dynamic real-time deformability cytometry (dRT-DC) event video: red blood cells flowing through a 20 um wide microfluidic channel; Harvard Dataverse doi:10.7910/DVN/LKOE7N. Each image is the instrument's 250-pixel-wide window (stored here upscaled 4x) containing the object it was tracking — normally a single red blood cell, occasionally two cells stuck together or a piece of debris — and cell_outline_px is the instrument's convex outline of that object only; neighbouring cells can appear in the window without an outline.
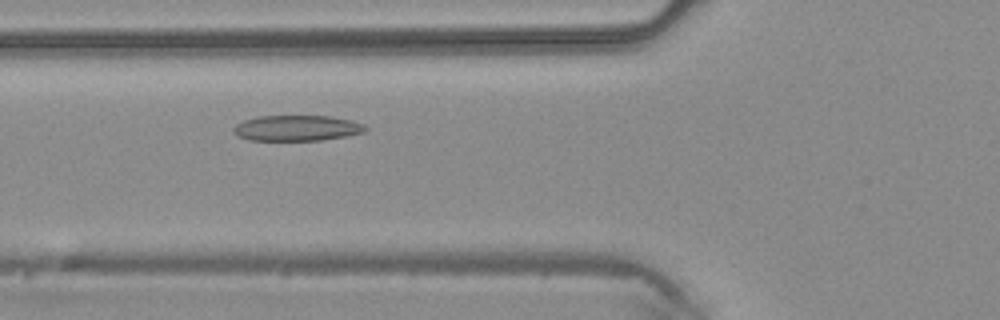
{"species": "common noctule bat (a hibernating species)", "species_latin": "Nyctalus noctula", "temperature_condition": "warm", "stored_images_in_passage": 32, "camera_frame_rate_fps": 3000, "um_per_image_px": 0.085, "animal": {"sex": "male", "body_mass_g": 20.4}, "frame": {"image": 1, "passage_image": 3, "time_ms": 0.667, "image_size_px": [1000, 320], "cell_outline_px": [[368, 128], [364, 132], [348, 136], [320, 140], [248, 140], [236, 136], [232, 132], [232, 128], [236, 124], [244, 120], [260, 116], [328, 116], [352, 120], [364, 124]], "centroid_in_image_um": [25.22, 10.89], "position_along_channel_um": 100.6, "area_um2": 19.83}}
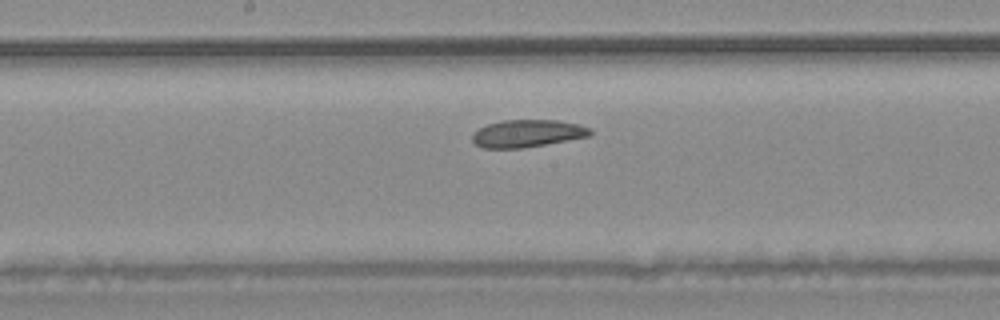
{"frame": {"image": 2, "passage_image": 10, "time_ms": 3.0, "image_size_px": [1000, 320], "cell_outline_px": [[592, 132], [588, 136], [524, 148], [484, 148], [476, 144], [472, 140], [472, 136], [480, 128], [488, 124], [504, 120], [556, 120], [576, 124], [588, 128]], "centroid_in_image_um": [44.79, 11.34], "position_along_channel_um": 203.4, "area_um2": 18.44}}
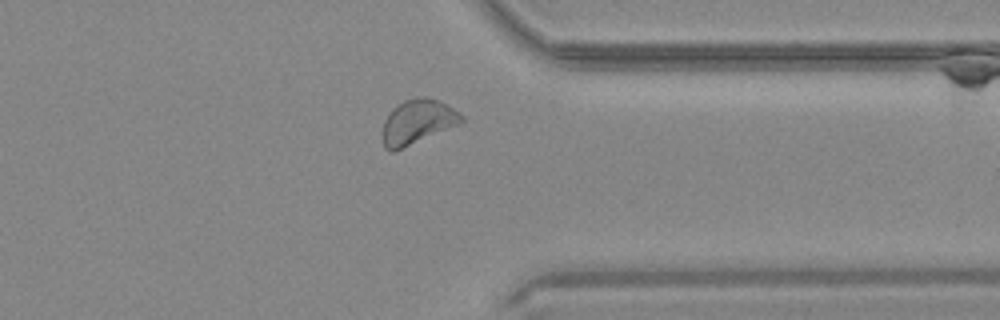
{"frame": {"image": 3, "passage_image": 22, "time_ms": 7.0, "image_size_px": [1000, 320], "cell_outline_px": [[464, 120], [460, 124], [392, 152], [388, 152], [384, 148], [384, 120], [392, 108], [404, 100], [416, 96], [424, 96], [436, 100], [460, 112], [464, 116]], "centroid_in_image_um": [35.49, 10.34], "position_along_channel_um": 375.9, "area_um2": 20.23}}